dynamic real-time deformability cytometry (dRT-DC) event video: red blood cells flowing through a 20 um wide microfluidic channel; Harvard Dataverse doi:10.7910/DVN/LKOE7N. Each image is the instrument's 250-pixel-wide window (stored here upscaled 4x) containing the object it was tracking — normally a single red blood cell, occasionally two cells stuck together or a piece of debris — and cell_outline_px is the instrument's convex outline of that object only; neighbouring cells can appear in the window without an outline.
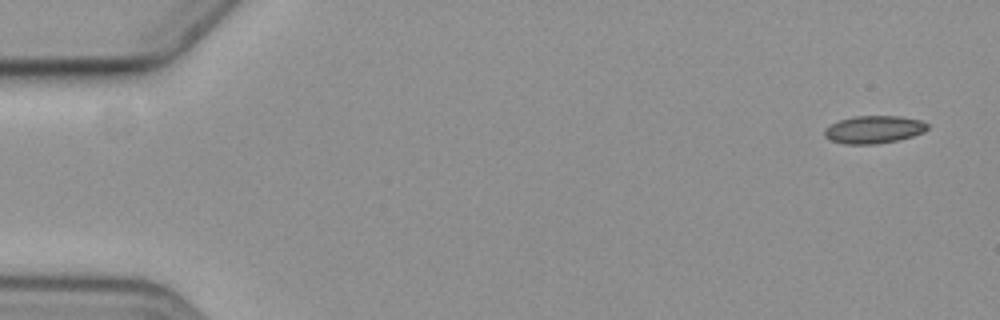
{"species": "common noctule bat (a hibernating species)", "species_latin": "Nyctalus noctula", "temperature_condition": "cold", "stored_images_in_passage": 5, "camera_frame_rate_fps": 3000, "um_per_image_px": 0.085, "animal": {"sex": "female", "body_mass_g": 19.3, "forearm_length_mm": 54.1}, "frame": {"image": 1, "passage_image": 1, "time_ms": 0.0, "image_size_px": [1000, 320], "cell_outline_px": [[928, 128], [924, 132], [912, 136], [896, 140], [876, 144], [844, 144], [828, 140], [824, 136], [824, 128], [840, 120], [856, 116], [900, 116], [920, 120], [928, 124]], "centroid_in_image_um": [74.25, 11.01], "position_along_channel_um": 10.7, "area_um2": 16.59}}
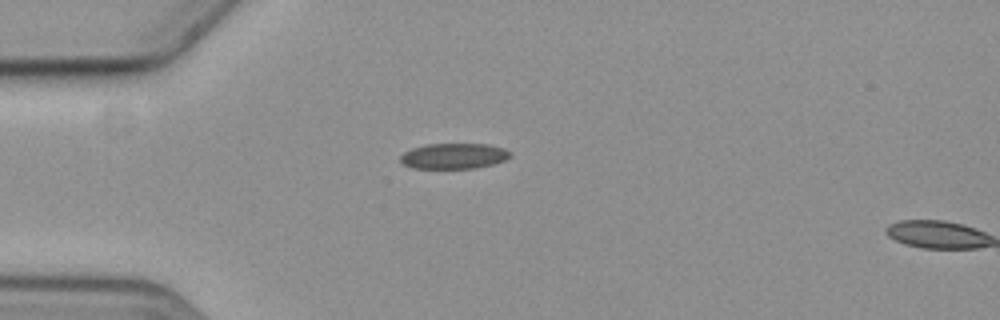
{"frame": {"image": 2, "passage_image": 4, "time_ms": 4.333, "image_size_px": [1000, 320], "cell_outline_px": [[512, 156], [504, 160], [492, 164], [476, 168], [412, 168], [404, 164], [400, 160], [400, 156], [404, 152], [412, 148], [428, 144], [488, 144], [504, 148], [512, 152]], "centroid_in_image_um": [38.6, 13.26], "position_along_channel_um": 46.4, "area_um2": 16.36}}